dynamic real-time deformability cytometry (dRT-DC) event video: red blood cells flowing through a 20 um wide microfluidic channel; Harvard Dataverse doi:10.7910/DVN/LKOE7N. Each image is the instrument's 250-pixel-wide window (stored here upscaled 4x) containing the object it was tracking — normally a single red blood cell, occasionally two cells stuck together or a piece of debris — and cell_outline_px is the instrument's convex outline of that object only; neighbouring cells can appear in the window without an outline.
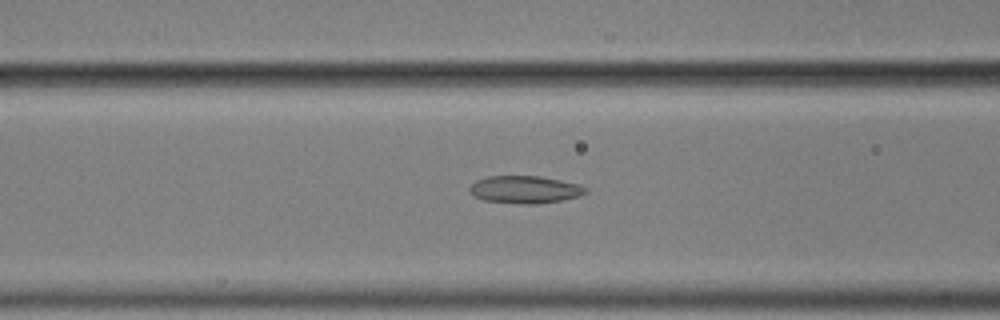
{"species": "common noctule bat (a hibernating species)", "species_latin": "Nyctalus noctula", "temperature_condition": "cold", "stored_images_in_passage": 59, "camera_frame_rate_fps": 3000, "um_per_image_px": 0.085, "animal": {"sex": "male", "body_mass_g": 17.9}, "frame": {"image": 1, "passage_image": 24, "time_ms": 7.667, "image_size_px": [1000, 320], "cell_outline_px": [[580, 192], [572, 196], [556, 200], [488, 200], [476, 196], [472, 192], [472, 188], [480, 180], [496, 176], [532, 176], [572, 184]], "centroid_in_image_um": [44.43, 16.05], "position_along_channel_um": 122.2, "area_um2": 15.26}}
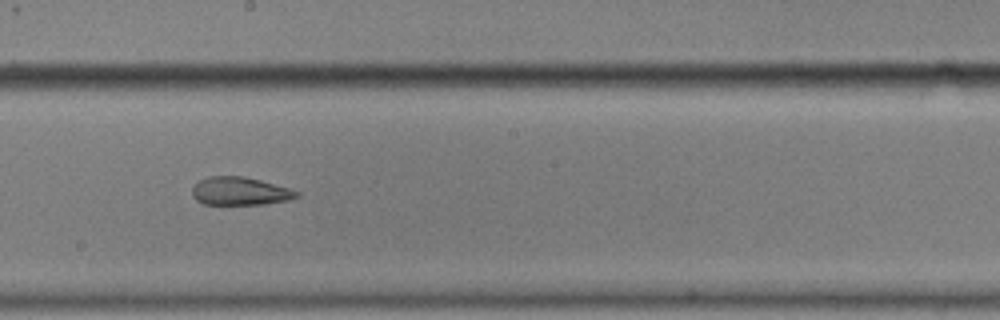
{"frame": {"image": 2, "passage_image": 33, "time_ms": 10.667, "image_size_px": [1000, 320], "cell_outline_px": [[296, 196], [280, 200], [256, 204], [208, 204], [200, 200], [196, 196], [196, 184], [204, 180], [220, 176], [236, 176], [256, 180], [284, 188], [296, 192]], "centroid_in_image_um": [20.36, 16.26], "position_along_channel_um": 227.8, "area_um2": 15.2}}
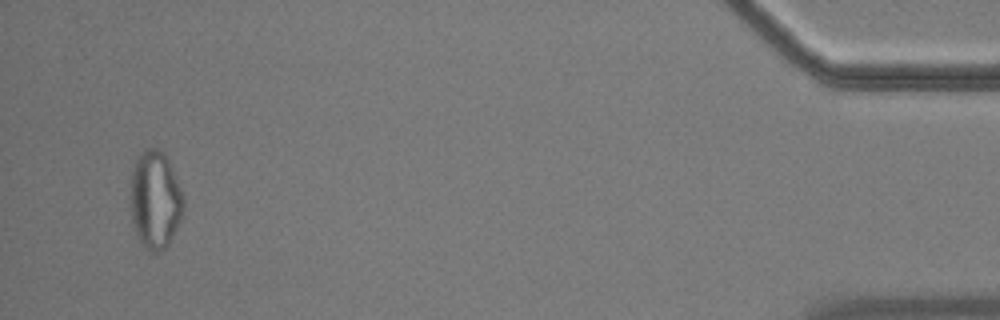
{"frame": {"image": 3, "passage_image": 56, "time_ms": 18.333, "image_size_px": [1000, 320], "cell_outline_px": [[180, 208], [176, 220], [172, 228], [168, 232], [144, 236], [140, 228], [136, 216], [136, 172], [148, 156], [152, 152], [156, 152], [168, 172], [180, 196]], "centroid_in_image_um": [13.24, 16.78], "position_along_channel_um": 422.0, "area_um2": 19.94}, "authors_computed_cell_mechanics": {"area_um2": 15.2014, "velocity_mm_per_s": 3.5279, "shape_relaxation_time_tau1_ms": null, "shape_relaxation_time_tau2_ms": 2.2182, "deformation_change_tau1": null, "deformation_change_tau2": 0.0624}}